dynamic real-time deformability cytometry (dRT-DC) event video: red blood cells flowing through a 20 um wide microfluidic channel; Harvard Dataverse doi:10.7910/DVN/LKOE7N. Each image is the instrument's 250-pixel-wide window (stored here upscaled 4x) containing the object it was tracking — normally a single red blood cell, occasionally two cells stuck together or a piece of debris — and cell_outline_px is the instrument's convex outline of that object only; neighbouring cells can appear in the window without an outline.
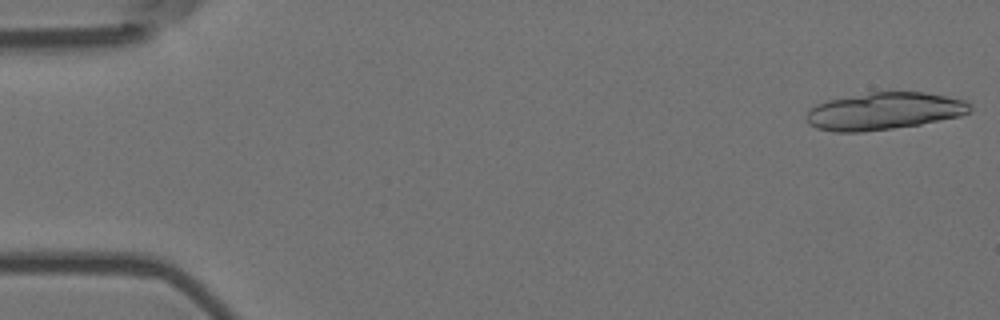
{"species": "Egyptian fruit bat (a non-hibernating species)", "species_latin": "Rousettus aegyptiacus", "temperature_condition": "room temperature", "stored_images_in_passage": 8, "camera_frame_rate_fps": 3000, "um_per_image_px": 0.085, "animal": {"sex": "female"}, "frame": {"image": 1, "passage_image": 1, "time_ms": 0.0, "image_size_px": [1000, 320], "cell_outline_px": [[972, 108], [968, 112], [960, 116], [920, 124], [892, 128], [860, 132], [836, 132], [816, 128], [808, 124], [804, 120], [808, 112], [816, 104], [828, 100], [872, 92], [924, 92], [964, 100], [972, 104]], "centroid_in_image_um": [75.13, 9.45], "position_along_channel_um": 9.9, "area_um2": 35.32}}
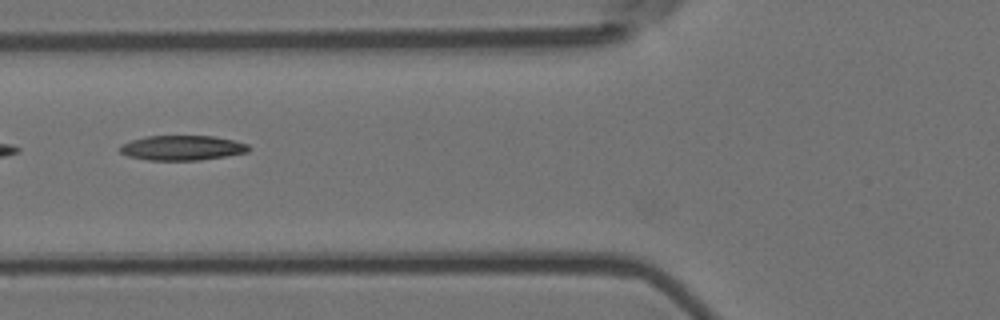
{"frame": {"image": 2, "passage_image": 6, "time_ms": 1.667, "image_size_px": [1000, 320], "cell_outline_px": [[252, 148], [248, 152], [228, 156], [200, 160], [148, 160], [128, 156], [120, 152], [120, 144], [144, 136], [212, 136], [232, 140], [248, 144]], "centroid_in_image_um": [15.5, 12.57], "position_along_channel_um": 110.3, "area_um2": 18.73}}
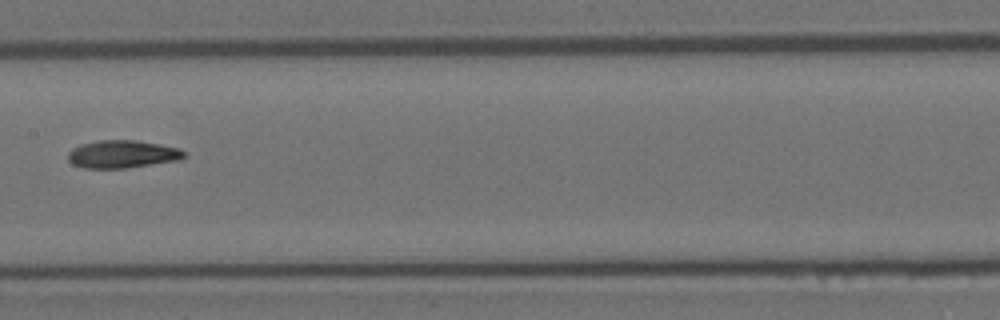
{"frame": {"image": 3, "passage_image": 8, "time_ms": 2.333, "image_size_px": [1000, 320], "cell_outline_px": [[188, 156], [180, 160], [124, 168], [84, 168], [72, 164], [68, 160], [68, 152], [72, 148], [80, 144], [100, 140], [136, 140], [160, 144], [180, 148]], "centroid_in_image_um": [10.41, 13.1], "position_along_channel_um": 197.0, "area_um2": 18.9}}